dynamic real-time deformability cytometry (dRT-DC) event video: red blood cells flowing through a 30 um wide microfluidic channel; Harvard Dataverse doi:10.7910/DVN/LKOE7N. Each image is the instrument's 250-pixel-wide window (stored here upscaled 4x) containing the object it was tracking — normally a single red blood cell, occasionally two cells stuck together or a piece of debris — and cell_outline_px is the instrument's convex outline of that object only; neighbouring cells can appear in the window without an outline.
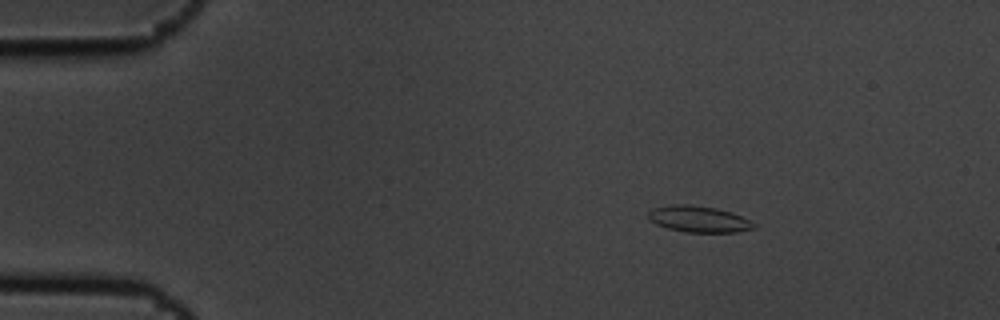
{"species": "common noctule bat (a hibernating species)", "species_latin": "Nyctalus noctula", "temperature_condition": "cold", "stored_images_in_passage": 4, "camera_frame_rate_fps": 3000, "um_per_image_px": 0.085, "animal": {"sex": "male", "body_mass_g": 19.5, "forearm_length_mm": 54.6}, "frame": {"image": 1, "passage_image": 2, "time_ms": 0.333, "image_size_px": [1000, 320], "cell_outline_px": [[756, 228], [736, 232], [684, 232], [668, 228], [656, 224], [648, 220], [648, 212], [652, 208], [676, 204], [688, 204], [716, 208], [732, 212], [756, 224]], "centroid_in_image_um": [59.37, 18.62], "position_along_channel_um": 25.6, "area_um2": 16.18}}